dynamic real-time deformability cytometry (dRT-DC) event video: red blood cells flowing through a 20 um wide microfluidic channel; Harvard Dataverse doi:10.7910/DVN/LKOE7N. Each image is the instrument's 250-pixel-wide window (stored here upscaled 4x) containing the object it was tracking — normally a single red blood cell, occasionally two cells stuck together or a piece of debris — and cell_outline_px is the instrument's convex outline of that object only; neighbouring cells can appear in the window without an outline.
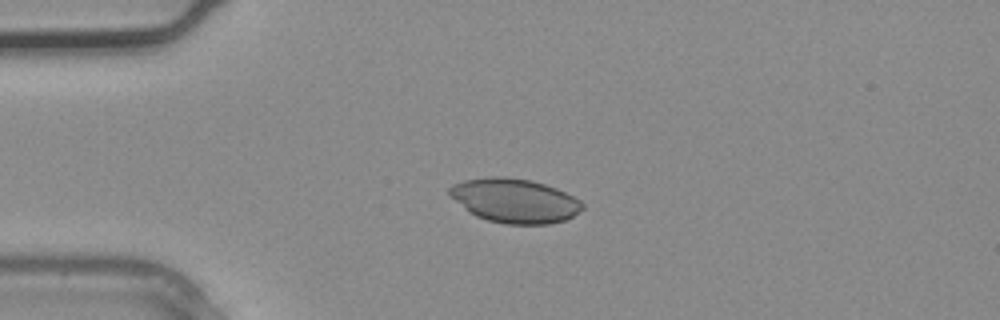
{"species": "common noctule bat (a hibernating species)", "species_latin": "Nyctalus noctula", "temperature_condition": "warm", "stored_images_in_passage": 1, "camera_frame_rate_fps": 3000, "um_per_image_px": 0.085, "animal": {"sex": "male", "body_mass_g": 20.4}, "frame": {"image": 1, "passage_image": 1, "time_ms": 0.0, "image_size_px": [1000, 320], "cell_outline_px": [[584, 208], [572, 216], [564, 220], [548, 224], [504, 224], [488, 220], [476, 216], [468, 212], [448, 196], [448, 188], [452, 184], [464, 180], [488, 176], [504, 176], [532, 180], [556, 188], [580, 200], [584, 204]], "centroid_in_image_um": [43.69, 17.04], "position_along_channel_um": 41.3, "area_um2": 34.51}}